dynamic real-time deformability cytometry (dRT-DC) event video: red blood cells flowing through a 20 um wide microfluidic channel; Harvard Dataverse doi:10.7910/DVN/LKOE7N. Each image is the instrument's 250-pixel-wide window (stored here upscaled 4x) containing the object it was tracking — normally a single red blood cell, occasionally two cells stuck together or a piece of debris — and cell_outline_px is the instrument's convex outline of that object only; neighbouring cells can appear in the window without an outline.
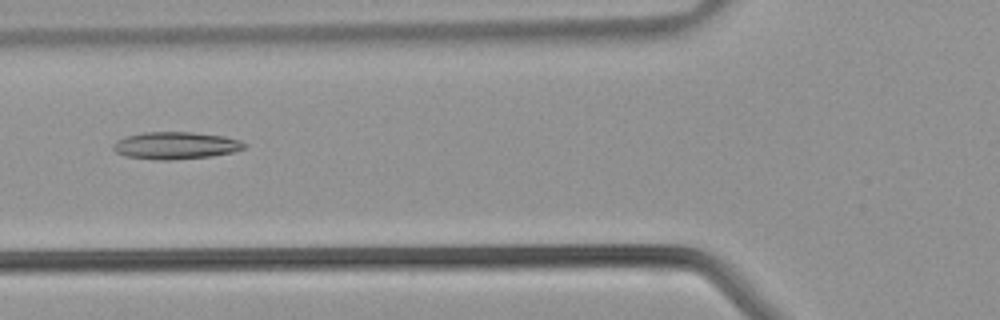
{"species": "common noctule bat (a hibernating species)", "species_latin": "Nyctalus noctula", "temperature_condition": "warm", "stored_images_in_passage": 31, "camera_frame_rate_fps": 3000, "um_per_image_px": 0.085, "animal": {"sex": "male", "body_mass_g": 21.5, "forearm_length_mm": 52.0}, "frame": {"image": 1, "passage_image": 6, "time_ms": 1.667, "image_size_px": [1000, 320], "cell_outline_px": [[248, 144], [244, 148], [236, 152], [212, 156], [168, 160], [160, 160], [124, 156], [116, 152], [112, 148], [112, 144], [116, 140], [124, 136], [144, 132], [192, 132], [224, 136], [240, 140]], "centroid_in_image_um": [14.93, 12.36], "position_along_channel_um": 110.9, "area_um2": 21.04}}
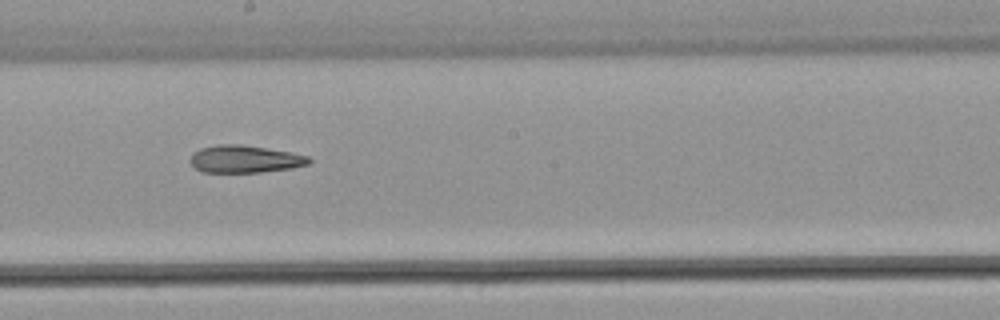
{"frame": {"image": 2, "passage_image": 13, "time_ms": 4.0, "image_size_px": [1000, 320], "cell_outline_px": [[312, 160], [308, 164], [292, 168], [260, 172], [204, 172], [196, 168], [188, 160], [192, 152], [200, 148], [220, 144], [240, 144], [292, 152], [308, 156]], "centroid_in_image_um": [20.8, 13.51], "position_along_channel_um": 227.4, "area_um2": 19.02}}
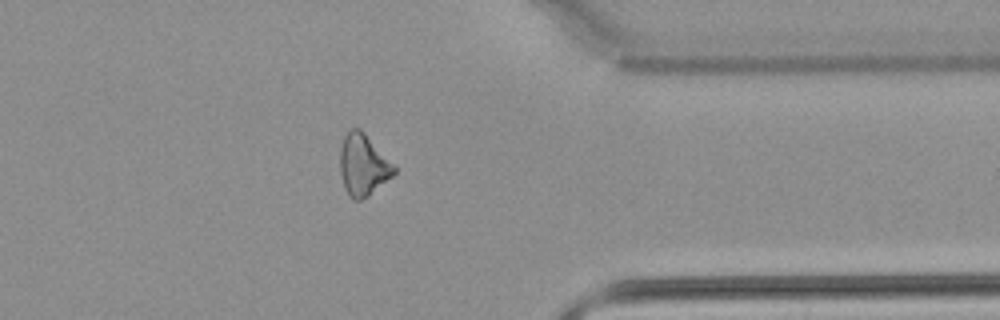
{"frame": {"image": 3, "passage_image": 23, "time_ms": 7.333, "image_size_px": [1000, 320], "cell_outline_px": [[396, 172], [392, 176], [368, 196], [360, 200], [352, 200], [344, 188], [340, 172], [340, 148], [344, 136], [352, 128], [360, 128], [396, 164]], "centroid_in_image_um": [30.88, 14.01], "position_along_channel_um": 380.5, "area_um2": 19.59}}